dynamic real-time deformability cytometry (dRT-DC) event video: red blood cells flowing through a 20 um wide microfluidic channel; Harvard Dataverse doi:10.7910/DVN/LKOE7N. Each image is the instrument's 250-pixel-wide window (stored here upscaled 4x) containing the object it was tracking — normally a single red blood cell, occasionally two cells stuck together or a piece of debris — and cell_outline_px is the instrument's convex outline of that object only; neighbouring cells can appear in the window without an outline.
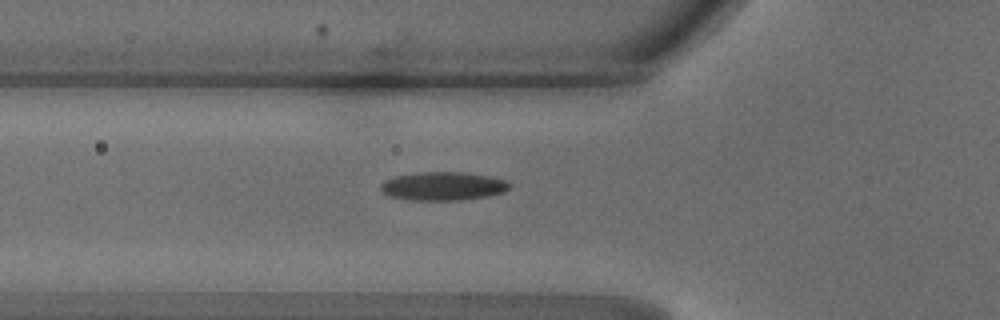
{"species": "common noctule bat (a hibernating species)", "species_latin": "Nyctalus noctula", "temperature_condition": "warm", "stored_images_in_passage": 30, "camera_frame_rate_fps": 3000, "um_per_image_px": 0.085, "animal": {"sex": "male", "body_mass_g": 18.8}, "frame": {"image": 1, "passage_image": 2, "time_ms": 0.333, "image_size_px": [1000, 320], "cell_outline_px": [[512, 184], [504, 192], [488, 196], [460, 200], [412, 200], [388, 196], [380, 192], [380, 184], [384, 180], [396, 176], [416, 172], [464, 172], [492, 176], [508, 180]], "centroid_in_image_um": [37.66, 15.81], "position_along_channel_um": 88.1, "area_um2": 21.73}}
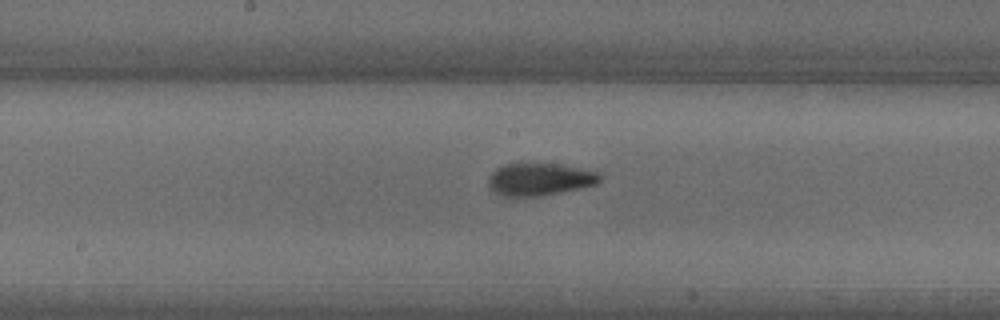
{"frame": {"image": 2, "passage_image": 10, "time_ms": 3.0, "image_size_px": [1000, 320], "cell_outline_px": [[600, 180], [596, 184], [560, 192], [540, 196], [504, 196], [492, 192], [488, 184], [488, 176], [496, 168], [504, 164], [520, 160], [560, 164], [600, 172]], "centroid_in_image_um": [45.8, 15.19], "position_along_channel_um": 202.4, "area_um2": 21.79}}
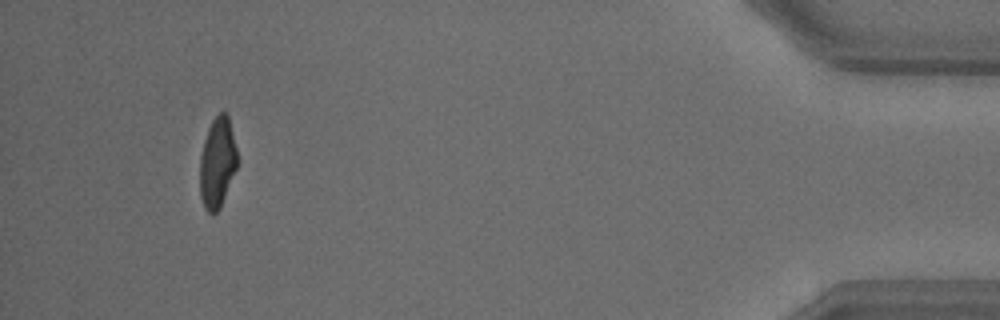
{"frame": {"image": 3, "passage_image": 30, "time_ms": 9.667, "image_size_px": [1000, 320], "cell_outline_px": [[236, 168], [220, 208], [216, 212], [208, 212], [204, 208], [200, 196], [200, 156], [204, 140], [208, 128], [212, 120], [220, 112], [224, 112], [228, 116], [236, 148]], "centroid_in_image_um": [18.45, 13.83], "position_along_channel_um": 416.8, "area_um2": 19.36}}